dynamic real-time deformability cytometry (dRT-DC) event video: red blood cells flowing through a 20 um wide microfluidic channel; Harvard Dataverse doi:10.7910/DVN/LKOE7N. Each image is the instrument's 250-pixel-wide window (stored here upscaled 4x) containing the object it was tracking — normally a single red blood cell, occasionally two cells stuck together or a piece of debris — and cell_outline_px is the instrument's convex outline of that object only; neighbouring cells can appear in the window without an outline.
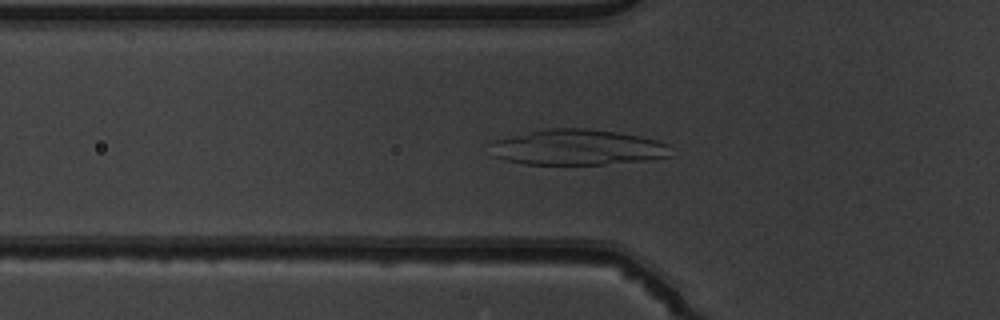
{"species": "common noctule bat (a hibernating species)", "species_latin": "Nyctalus noctula", "temperature_condition": "warm", "stored_images_in_passage": 35, "camera_frame_rate_fps": 3000, "um_per_image_px": 0.085, "animal": {"sex": "male", "body_mass_g": 19.5, "forearm_length_mm": 54.6}, "frame": {"image": 1, "passage_image": 2, "time_ms": 0.333, "image_size_px": [1000, 320], "cell_outline_px": [[672, 156], [644, 160], [604, 164], [524, 164], [504, 160], [492, 156], [492, 144], [496, 140], [544, 128], [584, 128], [616, 132], [640, 136], [656, 140], [668, 144]], "centroid_in_image_um": [49.09, 12.52], "position_along_channel_um": 76.7, "area_um2": 37.22}}
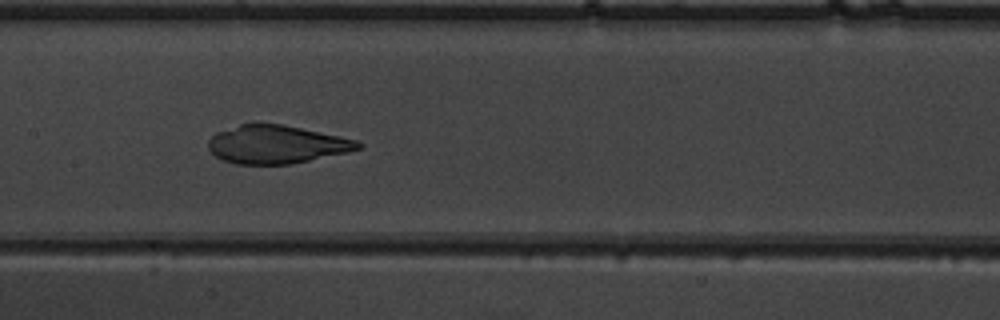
{"frame": {"image": 2, "passage_image": 10, "time_ms": 3.0, "image_size_px": [1000, 320], "cell_outline_px": [[364, 148], [348, 152], [288, 164], [236, 164], [224, 160], [216, 156], [208, 148], [208, 140], [216, 132], [240, 124], [284, 124], [340, 136], [356, 140], [364, 144]], "centroid_in_image_um": [23.52, 12.27], "position_along_channel_um": 183.9, "area_um2": 33.18}}
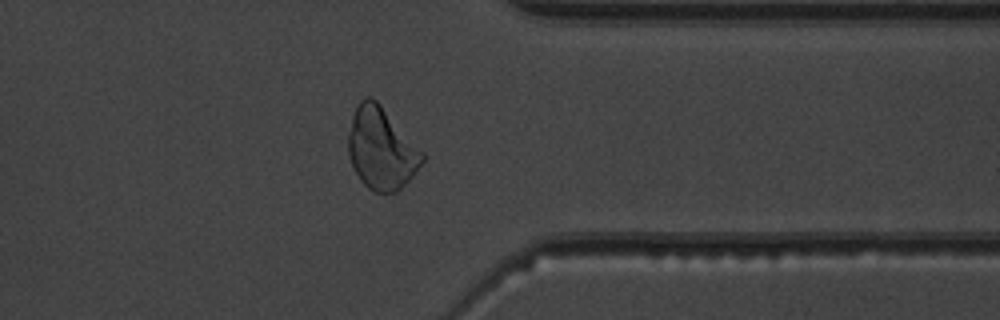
{"frame": {"image": 3, "passage_image": 25, "time_ms": 8.0, "image_size_px": [1000, 320], "cell_outline_px": [[424, 160], [416, 172], [396, 192], [376, 192], [368, 188], [360, 180], [348, 156], [348, 136], [352, 116], [360, 100], [364, 96], [372, 96], [380, 104], [424, 152]], "centroid_in_image_um": [32.41, 12.61], "position_along_channel_um": 379.0, "area_um2": 35.08}}